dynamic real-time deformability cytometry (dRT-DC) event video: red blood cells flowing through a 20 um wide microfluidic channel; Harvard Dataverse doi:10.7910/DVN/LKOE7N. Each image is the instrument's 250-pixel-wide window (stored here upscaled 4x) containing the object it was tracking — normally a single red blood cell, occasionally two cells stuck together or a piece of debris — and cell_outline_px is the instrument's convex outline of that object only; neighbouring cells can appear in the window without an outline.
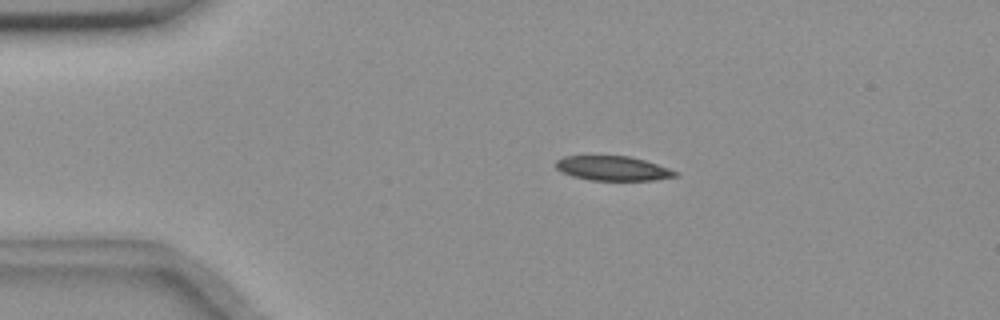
{"species": "common noctule bat (a hibernating species)", "species_latin": "Nyctalus noctula", "temperature_condition": "room temperature", "stored_images_in_passage": 5, "camera_frame_rate_fps": 3000, "um_per_image_px": 0.085, "animal": {"sex": "female", "body_mass_g": 18.4}, "frame": {"image": 1, "passage_image": 3, "time_ms": 2.333, "image_size_px": [1000, 320], "cell_outline_px": [[680, 176], [652, 180], [592, 180], [572, 176], [556, 168], [556, 160], [564, 156], [628, 156], [644, 160], [680, 172]], "centroid_in_image_um": [52.13, 14.31], "position_along_channel_um": 32.9, "area_um2": 16.94}}
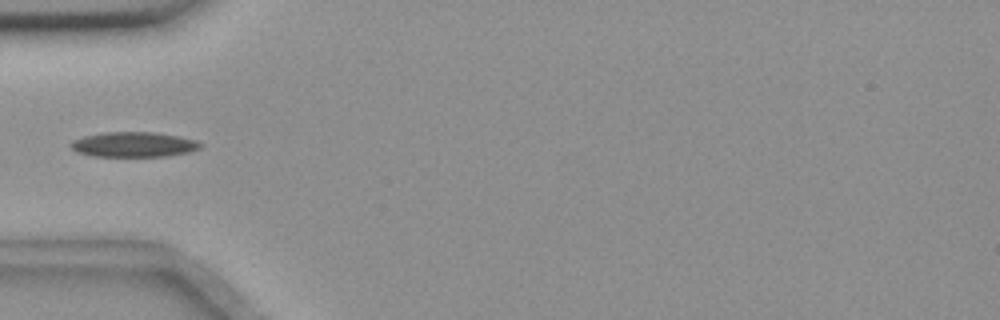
{"frame": {"image": 2, "passage_image": 5, "time_ms": 4.667, "image_size_px": [1000, 320], "cell_outline_px": [[204, 144], [200, 148], [188, 152], [168, 156], [92, 156], [76, 152], [68, 144], [72, 140], [84, 136], [108, 132], [152, 132], [176, 136], [196, 140]], "centroid_in_image_um": [11.34, 12.29], "position_along_channel_um": 73.7, "area_um2": 18.84}}